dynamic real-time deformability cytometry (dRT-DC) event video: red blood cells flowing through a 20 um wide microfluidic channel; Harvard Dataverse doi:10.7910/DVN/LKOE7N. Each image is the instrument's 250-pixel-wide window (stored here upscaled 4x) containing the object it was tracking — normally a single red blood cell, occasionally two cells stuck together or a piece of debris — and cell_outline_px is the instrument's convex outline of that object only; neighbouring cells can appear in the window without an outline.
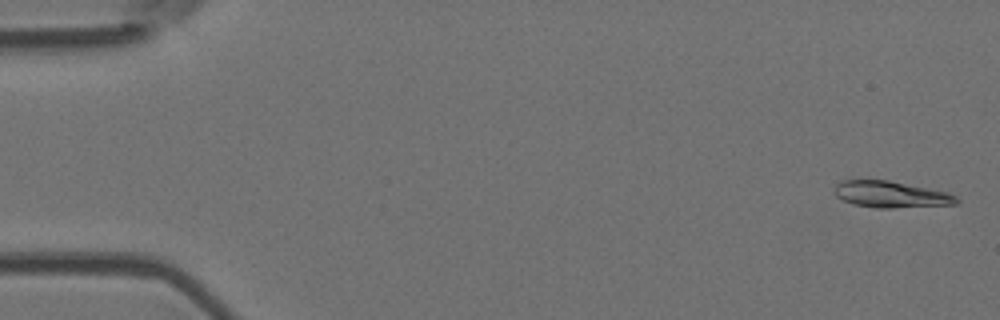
{"species": "Egyptian fruit bat (a non-hibernating species)", "species_latin": "Rousettus aegyptiacus", "temperature_condition": "room temperature", "stored_images_in_passage": 6, "camera_frame_rate_fps": 3000, "um_per_image_px": 0.085, "animal": {"sex": "female"}, "frame": {"image": 1, "passage_image": 1, "time_ms": 0.0, "image_size_px": [1000, 320], "cell_outline_px": [[960, 200], [956, 204], [892, 208], [876, 208], [852, 204], [836, 196], [832, 192], [836, 184], [840, 180], [888, 180], [948, 192], [956, 196]], "centroid_in_image_um": [75.7, 16.52], "position_along_channel_um": 9.3, "area_um2": 18.9}}
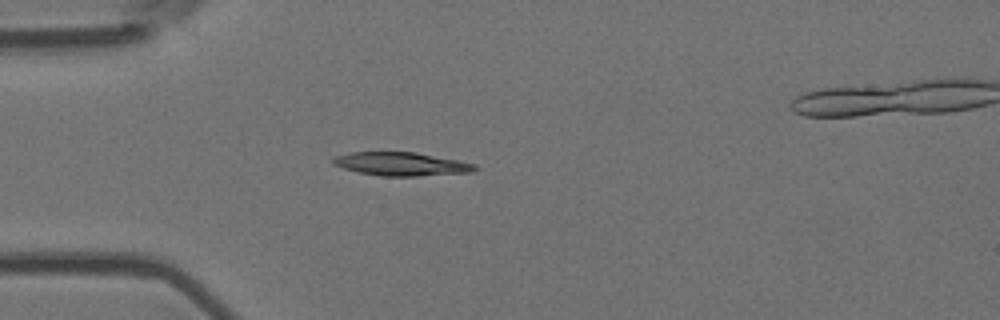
{"frame": {"image": 2, "passage_image": 5, "time_ms": 4.333, "image_size_px": [1000, 320], "cell_outline_px": [[480, 168], [472, 172], [416, 176], [380, 176], [360, 172], [344, 168], [332, 164], [332, 160], [336, 156], [348, 152], [416, 152], [476, 164]], "centroid_in_image_um": [34.12, 13.94], "position_along_channel_um": 50.9, "area_um2": 19.31}}